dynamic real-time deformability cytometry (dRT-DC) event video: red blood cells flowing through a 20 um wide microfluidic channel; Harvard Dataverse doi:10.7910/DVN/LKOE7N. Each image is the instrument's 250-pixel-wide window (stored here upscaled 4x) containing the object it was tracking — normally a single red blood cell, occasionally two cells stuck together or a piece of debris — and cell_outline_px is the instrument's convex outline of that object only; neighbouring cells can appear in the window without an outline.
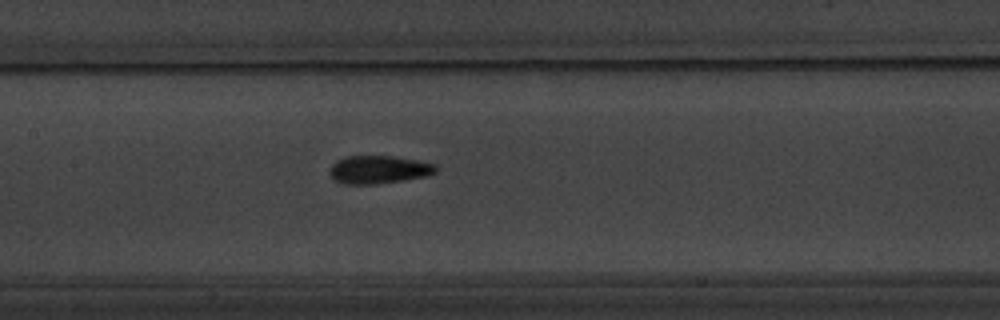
{"species": "common noctule bat (a hibernating species)", "species_latin": "Nyctalus noctula", "temperature_condition": "warm", "stored_images_in_passage": 41, "camera_frame_rate_fps": 3000, "um_per_image_px": 0.085, "animal": {"sex": "male", "body_mass_g": 20.1, "forearm_length_mm": 53.5}, "frame": {"image": 1, "passage_image": 17, "time_ms": 5.333, "image_size_px": [1000, 320], "cell_outline_px": [[440, 168], [436, 172], [428, 176], [372, 184], [344, 184], [336, 180], [332, 176], [332, 164], [336, 160], [344, 156], [392, 156], [416, 160], [436, 164]], "centroid_in_image_um": [32.24, 14.4], "position_along_channel_um": 175.2, "area_um2": 17.17}}
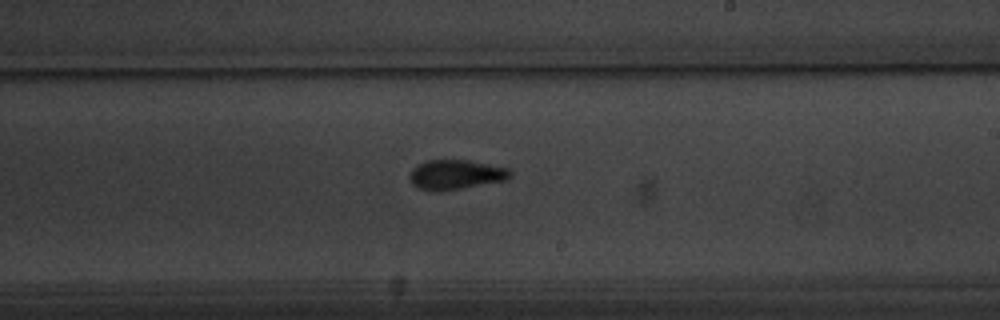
{"frame": {"image": 2, "passage_image": 23, "time_ms": 7.333, "image_size_px": [1000, 320], "cell_outline_px": [[512, 172], [504, 180], [460, 188], [436, 192], [432, 192], [416, 188], [412, 184], [408, 176], [412, 168], [416, 164], [428, 160], [468, 160], [508, 168]], "centroid_in_image_um": [38.63, 14.84], "position_along_channel_um": 250.4, "area_um2": 17.34}}
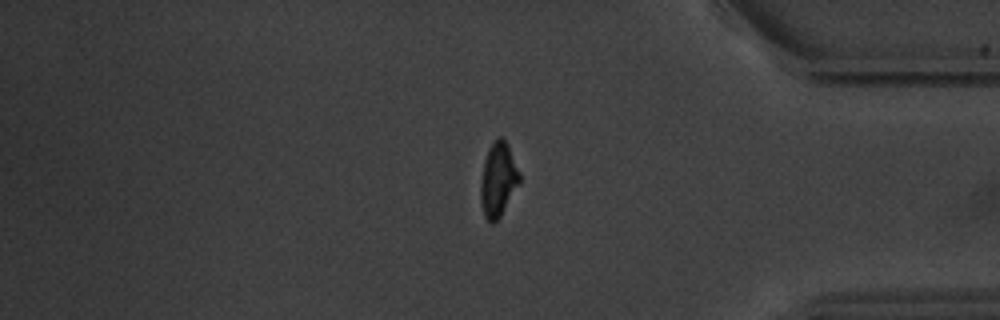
{"frame": {"image": 3, "passage_image": 36, "time_ms": 11.667, "image_size_px": [1000, 320], "cell_outline_px": [[520, 184], [500, 216], [492, 224], [484, 216], [480, 200], [480, 184], [484, 160], [488, 148], [500, 136], [504, 136], [508, 144], [520, 176]], "centroid_in_image_um": [42.34, 15.26], "position_along_channel_um": 392.9, "area_um2": 16.76}}